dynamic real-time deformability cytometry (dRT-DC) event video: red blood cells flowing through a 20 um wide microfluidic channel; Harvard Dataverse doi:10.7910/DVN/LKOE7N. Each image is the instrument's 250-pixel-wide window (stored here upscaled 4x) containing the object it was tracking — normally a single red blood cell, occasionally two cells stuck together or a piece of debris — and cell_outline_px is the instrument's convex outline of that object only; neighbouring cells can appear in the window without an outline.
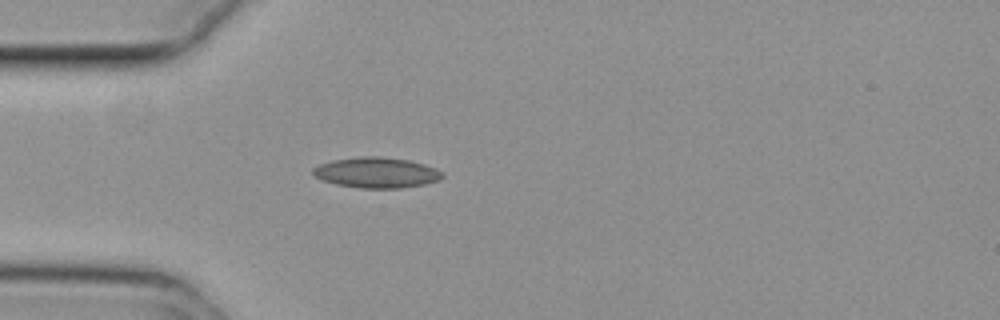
{"species": "common noctule bat (a hibernating species)", "species_latin": "Nyctalus noctula", "temperature_condition": "cold", "stored_images_in_passage": 5, "camera_frame_rate_fps": 3000, "um_per_image_px": 0.085, "animal": {"sex": "female", "body_mass_g": 29.2, "forearm_length_mm": 56.3}, "frame": {"image": 1, "passage_image": 1, "time_ms": 0.0, "image_size_px": [1000, 320], "cell_outline_px": [[444, 176], [440, 180], [424, 184], [400, 188], [360, 188], [336, 184], [324, 180], [316, 176], [312, 172], [312, 168], [320, 164], [332, 160], [360, 156], [380, 156], [408, 160], [424, 164], [436, 168], [444, 172]], "centroid_in_image_um": [32.03, 14.66], "position_along_channel_um": 53.0, "area_um2": 23.06}}